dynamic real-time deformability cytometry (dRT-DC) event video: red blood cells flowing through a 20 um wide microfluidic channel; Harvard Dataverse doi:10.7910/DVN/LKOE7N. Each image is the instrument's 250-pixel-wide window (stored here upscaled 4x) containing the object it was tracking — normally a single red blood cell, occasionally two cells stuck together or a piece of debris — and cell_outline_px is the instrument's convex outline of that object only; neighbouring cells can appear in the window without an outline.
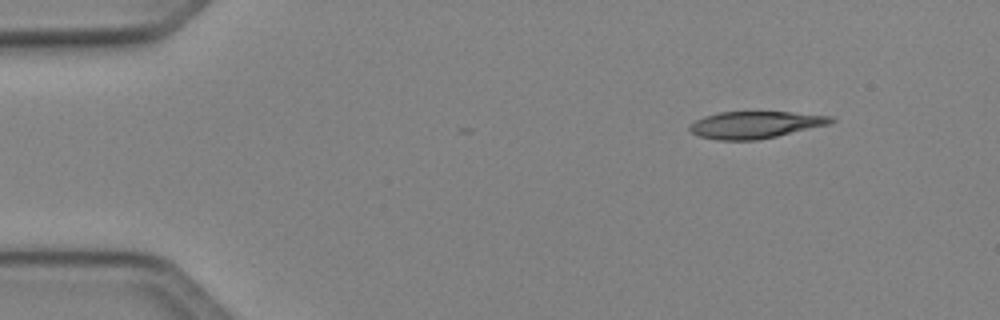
{"species": "Egyptian fruit bat (a non-hibernating species)", "species_latin": "Rousettus aegyptiacus", "temperature_condition": "cold", "stored_images_in_passage": 44, "camera_frame_rate_fps": 3000, "um_per_image_px": 0.085, "animal": {"sex": "female"}, "frame": {"image": 1, "passage_image": 1, "time_ms": 0.0, "image_size_px": [1000, 320], "cell_outline_px": [[836, 120], [832, 124], [776, 136], [756, 140], [720, 140], [700, 136], [692, 132], [688, 128], [696, 120], [704, 116], [720, 112], [792, 112], [832, 116]], "centroid_in_image_um": [64.25, 10.6], "position_along_channel_um": 20.7, "area_um2": 22.14}}
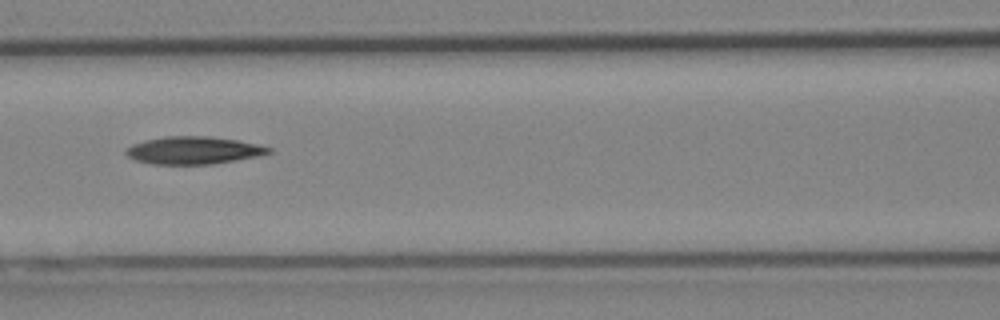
{"frame": {"image": 2, "passage_image": 17, "time_ms": 5.333, "image_size_px": [1000, 320], "cell_outline_px": [[272, 152], [260, 156], [212, 164], [152, 164], [136, 160], [128, 156], [124, 152], [132, 144], [144, 140], [164, 136], [208, 136], [236, 140], [256, 144], [272, 148]], "centroid_in_image_um": [16.45, 12.78], "position_along_channel_um": 150.2, "area_um2": 22.89}}
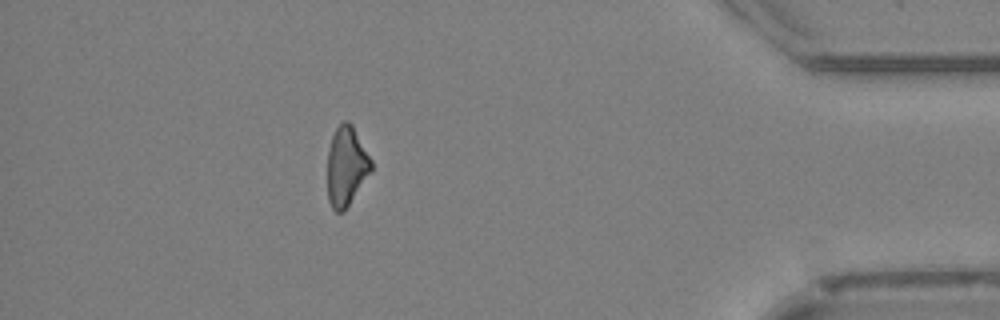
{"frame": {"image": 3, "passage_image": 39, "time_ms": 12.667, "image_size_px": [1000, 320], "cell_outline_px": [[372, 172], [344, 212], [336, 212], [332, 208], [328, 200], [328, 148], [332, 136], [336, 128], [344, 120], [348, 120], [352, 124], [372, 160]], "centroid_in_image_um": [29.45, 14.14], "position_along_channel_um": 405.7, "area_um2": 20.46}, "authors_computed_cell_mechanics": {"area_um2": 22.1952, "velocity_mm_per_s": 4.1176, "shape_relaxation_time_tau1_ms": 6.7928, "shape_relaxation_time_tau2_ms": null, "deformation_change_tau1": 0.167, "deformation_change_tau2": null}}